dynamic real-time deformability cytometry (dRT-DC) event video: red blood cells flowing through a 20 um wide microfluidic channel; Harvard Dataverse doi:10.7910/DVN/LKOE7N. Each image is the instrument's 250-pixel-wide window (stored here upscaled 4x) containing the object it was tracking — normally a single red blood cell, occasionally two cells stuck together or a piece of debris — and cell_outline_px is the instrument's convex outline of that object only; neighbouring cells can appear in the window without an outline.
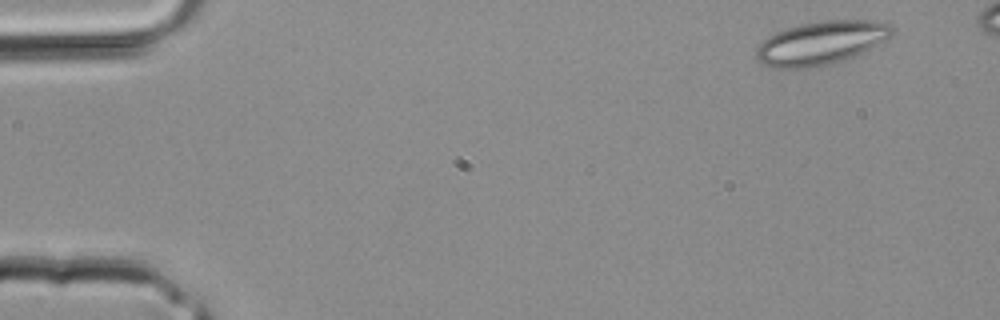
{"species": "common noctule bat (a hibernating species)", "species_latin": "Nyctalus noctula", "temperature_condition": "room temperature", "stored_images_in_passage": 4, "camera_frame_rate_fps": 3000, "um_per_image_px": 0.085, "animal": {"sex": "male", "body_mass_g": 20.4}, "frame": {"image": 1, "passage_image": 1, "time_ms": 0.0, "image_size_px": [1000, 320], "cell_outline_px": [[896, 32], [888, 40], [860, 52], [828, 64], [804, 68], [780, 68], [760, 64], [756, 60], [756, 48], [768, 36], [776, 32], [800, 24], [824, 20], [872, 20], [888, 24]], "centroid_in_image_um": [69.77, 3.63], "position_along_channel_um": 15.2, "area_um2": 33.99}}